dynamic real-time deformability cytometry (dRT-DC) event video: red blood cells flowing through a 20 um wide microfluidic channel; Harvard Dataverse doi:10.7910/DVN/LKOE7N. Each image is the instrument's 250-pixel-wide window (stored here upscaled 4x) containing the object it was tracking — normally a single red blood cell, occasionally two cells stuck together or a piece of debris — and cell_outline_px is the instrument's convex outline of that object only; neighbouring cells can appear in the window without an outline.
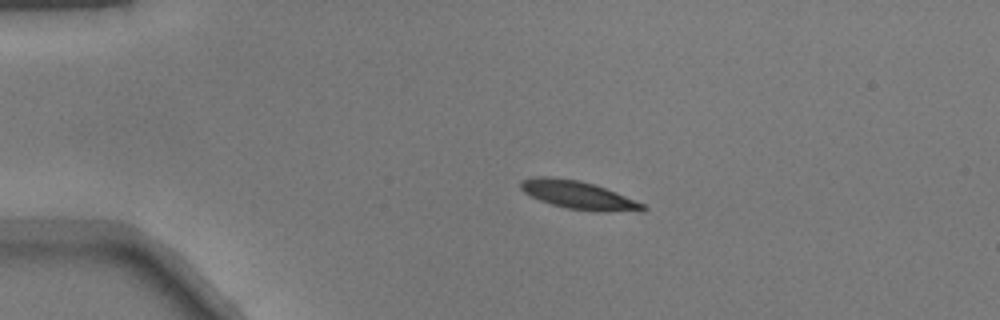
{"species": "common noctule bat (a hibernating species)", "species_latin": "Nyctalus noctula", "temperature_condition": "warm", "stored_images_in_passage": 29, "camera_frame_rate_fps": 3000, "um_per_image_px": 0.085, "animal": {"sex": "male", "body_mass_g": 17.9}, "frame": {"image": 1, "passage_image": 11, "time_ms": 3.333, "image_size_px": [1000, 320], "cell_outline_px": [[648, 208], [644, 212], [600, 212], [568, 208], [552, 204], [540, 200], [524, 192], [520, 188], [520, 184], [524, 180], [532, 176], [548, 176], [580, 180], [616, 192], [644, 204]], "centroid_in_image_um": [49.22, 16.59], "position_along_channel_um": 35.8, "area_um2": 20.06}}
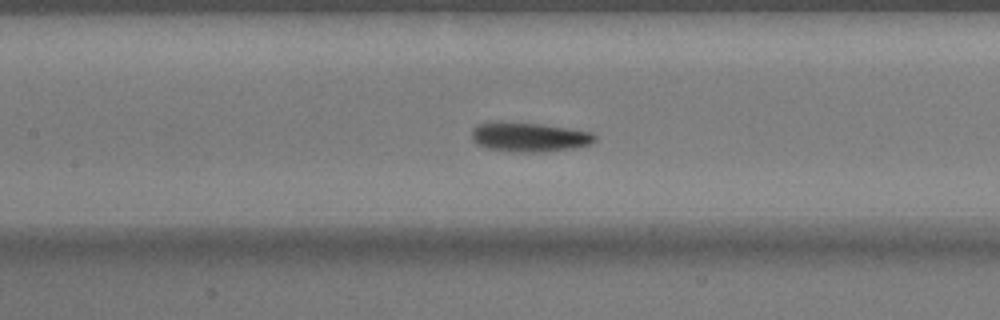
{"frame": {"image": 2, "passage_image": 24, "time_ms": 7.667, "image_size_px": [1000, 320], "cell_outline_px": [[596, 140], [588, 144], [572, 148], [540, 152], [520, 152], [484, 148], [476, 144], [472, 140], [472, 128], [476, 124], [540, 124], [592, 132], [596, 136]], "centroid_in_image_um": [44.98, 11.68], "position_along_channel_um": 162.4, "area_um2": 20.35}}
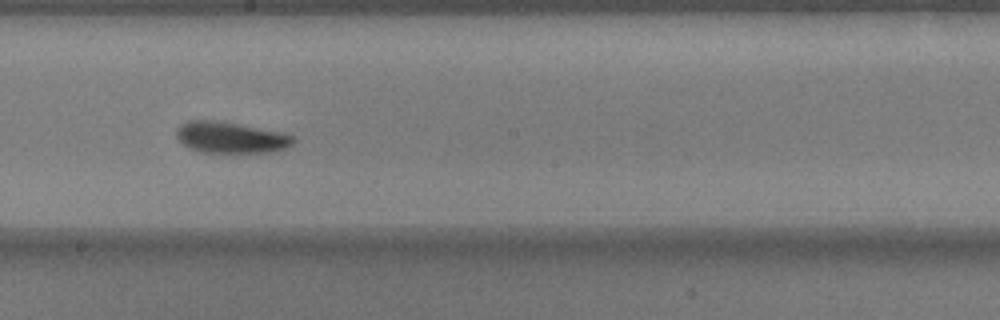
{"frame": {"image": 3, "passage_image": 29, "time_ms": 9.333, "image_size_px": [1000, 320], "cell_outline_px": [[296, 140], [288, 148], [276, 152], [232, 156], [200, 152], [188, 148], [176, 136], [176, 128], [180, 124], [188, 120], [220, 120], [284, 132], [296, 136]], "centroid_in_image_um": [19.68, 11.74], "position_along_channel_um": 228.5, "area_um2": 22.89}}